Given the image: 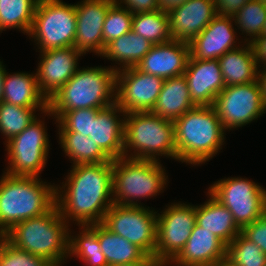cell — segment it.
<instances>
[{
    "mask_svg": "<svg viewBox=\"0 0 266 266\" xmlns=\"http://www.w3.org/2000/svg\"><path fill=\"white\" fill-rule=\"evenodd\" d=\"M44 119L37 116L20 134L4 143L7 152L5 173L12 176L40 177L49 157V135Z\"/></svg>",
    "mask_w": 266,
    "mask_h": 266,
    "instance_id": "obj_10",
    "label": "cell"
},
{
    "mask_svg": "<svg viewBox=\"0 0 266 266\" xmlns=\"http://www.w3.org/2000/svg\"><path fill=\"white\" fill-rule=\"evenodd\" d=\"M78 227L76 235L69 229V258L76 256L86 266H108L96 235V224Z\"/></svg>",
    "mask_w": 266,
    "mask_h": 266,
    "instance_id": "obj_29",
    "label": "cell"
},
{
    "mask_svg": "<svg viewBox=\"0 0 266 266\" xmlns=\"http://www.w3.org/2000/svg\"><path fill=\"white\" fill-rule=\"evenodd\" d=\"M113 266H163L160 262L156 261L154 257L147 256L143 261L131 264H118Z\"/></svg>",
    "mask_w": 266,
    "mask_h": 266,
    "instance_id": "obj_44",
    "label": "cell"
},
{
    "mask_svg": "<svg viewBox=\"0 0 266 266\" xmlns=\"http://www.w3.org/2000/svg\"><path fill=\"white\" fill-rule=\"evenodd\" d=\"M208 192L232 213L240 229L253 223L266 212V190L251 179H220L210 185Z\"/></svg>",
    "mask_w": 266,
    "mask_h": 266,
    "instance_id": "obj_11",
    "label": "cell"
},
{
    "mask_svg": "<svg viewBox=\"0 0 266 266\" xmlns=\"http://www.w3.org/2000/svg\"><path fill=\"white\" fill-rule=\"evenodd\" d=\"M69 229L55 204L47 213L15 224L4 238L53 266H62L69 258Z\"/></svg>",
    "mask_w": 266,
    "mask_h": 266,
    "instance_id": "obj_4",
    "label": "cell"
},
{
    "mask_svg": "<svg viewBox=\"0 0 266 266\" xmlns=\"http://www.w3.org/2000/svg\"><path fill=\"white\" fill-rule=\"evenodd\" d=\"M52 117L48 107H22L2 101L0 103V132L5 142L24 131L28 125L38 116Z\"/></svg>",
    "mask_w": 266,
    "mask_h": 266,
    "instance_id": "obj_30",
    "label": "cell"
},
{
    "mask_svg": "<svg viewBox=\"0 0 266 266\" xmlns=\"http://www.w3.org/2000/svg\"><path fill=\"white\" fill-rule=\"evenodd\" d=\"M216 15L213 0H188L168 13L172 40L189 43Z\"/></svg>",
    "mask_w": 266,
    "mask_h": 266,
    "instance_id": "obj_21",
    "label": "cell"
},
{
    "mask_svg": "<svg viewBox=\"0 0 266 266\" xmlns=\"http://www.w3.org/2000/svg\"><path fill=\"white\" fill-rule=\"evenodd\" d=\"M36 78L39 90L49 100L77 72L83 56L74 47L40 52Z\"/></svg>",
    "mask_w": 266,
    "mask_h": 266,
    "instance_id": "obj_16",
    "label": "cell"
},
{
    "mask_svg": "<svg viewBox=\"0 0 266 266\" xmlns=\"http://www.w3.org/2000/svg\"><path fill=\"white\" fill-rule=\"evenodd\" d=\"M218 61L225 87L257 80L258 68L249 43H241L239 47L226 52Z\"/></svg>",
    "mask_w": 266,
    "mask_h": 266,
    "instance_id": "obj_26",
    "label": "cell"
},
{
    "mask_svg": "<svg viewBox=\"0 0 266 266\" xmlns=\"http://www.w3.org/2000/svg\"><path fill=\"white\" fill-rule=\"evenodd\" d=\"M132 31L153 45L172 40L168 13L159 9L133 14Z\"/></svg>",
    "mask_w": 266,
    "mask_h": 266,
    "instance_id": "obj_32",
    "label": "cell"
},
{
    "mask_svg": "<svg viewBox=\"0 0 266 266\" xmlns=\"http://www.w3.org/2000/svg\"><path fill=\"white\" fill-rule=\"evenodd\" d=\"M152 47L153 44L149 40L131 30L110 42L102 57L115 62L117 65L114 64L110 67L119 71L124 68L136 67Z\"/></svg>",
    "mask_w": 266,
    "mask_h": 266,
    "instance_id": "obj_27",
    "label": "cell"
},
{
    "mask_svg": "<svg viewBox=\"0 0 266 266\" xmlns=\"http://www.w3.org/2000/svg\"><path fill=\"white\" fill-rule=\"evenodd\" d=\"M173 125L179 163L205 164L225 144L226 131L213 106H196L173 121Z\"/></svg>",
    "mask_w": 266,
    "mask_h": 266,
    "instance_id": "obj_3",
    "label": "cell"
},
{
    "mask_svg": "<svg viewBox=\"0 0 266 266\" xmlns=\"http://www.w3.org/2000/svg\"><path fill=\"white\" fill-rule=\"evenodd\" d=\"M266 6V0H259Z\"/></svg>",
    "mask_w": 266,
    "mask_h": 266,
    "instance_id": "obj_48",
    "label": "cell"
},
{
    "mask_svg": "<svg viewBox=\"0 0 266 266\" xmlns=\"http://www.w3.org/2000/svg\"><path fill=\"white\" fill-rule=\"evenodd\" d=\"M115 0H81L75 3L76 36L74 48L82 55H103V26L109 7Z\"/></svg>",
    "mask_w": 266,
    "mask_h": 266,
    "instance_id": "obj_17",
    "label": "cell"
},
{
    "mask_svg": "<svg viewBox=\"0 0 266 266\" xmlns=\"http://www.w3.org/2000/svg\"><path fill=\"white\" fill-rule=\"evenodd\" d=\"M6 73V67L3 64V61L0 59V103L3 101V92H4V85L3 80Z\"/></svg>",
    "mask_w": 266,
    "mask_h": 266,
    "instance_id": "obj_45",
    "label": "cell"
},
{
    "mask_svg": "<svg viewBox=\"0 0 266 266\" xmlns=\"http://www.w3.org/2000/svg\"><path fill=\"white\" fill-rule=\"evenodd\" d=\"M102 223L113 233L138 246L147 256L154 257L157 211L152 207L113 204Z\"/></svg>",
    "mask_w": 266,
    "mask_h": 266,
    "instance_id": "obj_13",
    "label": "cell"
},
{
    "mask_svg": "<svg viewBox=\"0 0 266 266\" xmlns=\"http://www.w3.org/2000/svg\"><path fill=\"white\" fill-rule=\"evenodd\" d=\"M217 266H227L225 263L224 264H221V265H217Z\"/></svg>",
    "mask_w": 266,
    "mask_h": 266,
    "instance_id": "obj_49",
    "label": "cell"
},
{
    "mask_svg": "<svg viewBox=\"0 0 266 266\" xmlns=\"http://www.w3.org/2000/svg\"><path fill=\"white\" fill-rule=\"evenodd\" d=\"M162 156L177 161L173 121L151 112L126 113L123 157L161 162Z\"/></svg>",
    "mask_w": 266,
    "mask_h": 266,
    "instance_id": "obj_6",
    "label": "cell"
},
{
    "mask_svg": "<svg viewBox=\"0 0 266 266\" xmlns=\"http://www.w3.org/2000/svg\"><path fill=\"white\" fill-rule=\"evenodd\" d=\"M0 177V231L5 234L15 224L47 213L55 204V186L41 177Z\"/></svg>",
    "mask_w": 266,
    "mask_h": 266,
    "instance_id": "obj_5",
    "label": "cell"
},
{
    "mask_svg": "<svg viewBox=\"0 0 266 266\" xmlns=\"http://www.w3.org/2000/svg\"><path fill=\"white\" fill-rule=\"evenodd\" d=\"M96 235L108 266L137 263L147 257L138 246L113 233L103 223L96 224Z\"/></svg>",
    "mask_w": 266,
    "mask_h": 266,
    "instance_id": "obj_28",
    "label": "cell"
},
{
    "mask_svg": "<svg viewBox=\"0 0 266 266\" xmlns=\"http://www.w3.org/2000/svg\"><path fill=\"white\" fill-rule=\"evenodd\" d=\"M195 224L196 205L174 201L157 211L154 259L167 266L183 249Z\"/></svg>",
    "mask_w": 266,
    "mask_h": 266,
    "instance_id": "obj_12",
    "label": "cell"
},
{
    "mask_svg": "<svg viewBox=\"0 0 266 266\" xmlns=\"http://www.w3.org/2000/svg\"><path fill=\"white\" fill-rule=\"evenodd\" d=\"M115 2L127 8L132 14L151 12L158 9L157 0H115Z\"/></svg>",
    "mask_w": 266,
    "mask_h": 266,
    "instance_id": "obj_39",
    "label": "cell"
},
{
    "mask_svg": "<svg viewBox=\"0 0 266 266\" xmlns=\"http://www.w3.org/2000/svg\"><path fill=\"white\" fill-rule=\"evenodd\" d=\"M213 107L225 131L235 130L258 120L266 113L258 81L226 86Z\"/></svg>",
    "mask_w": 266,
    "mask_h": 266,
    "instance_id": "obj_14",
    "label": "cell"
},
{
    "mask_svg": "<svg viewBox=\"0 0 266 266\" xmlns=\"http://www.w3.org/2000/svg\"><path fill=\"white\" fill-rule=\"evenodd\" d=\"M62 151L72 165L97 164L112 161L97 144L87 139H58Z\"/></svg>",
    "mask_w": 266,
    "mask_h": 266,
    "instance_id": "obj_35",
    "label": "cell"
},
{
    "mask_svg": "<svg viewBox=\"0 0 266 266\" xmlns=\"http://www.w3.org/2000/svg\"><path fill=\"white\" fill-rule=\"evenodd\" d=\"M76 8L62 0H38L29 38L43 52L53 48L74 47Z\"/></svg>",
    "mask_w": 266,
    "mask_h": 266,
    "instance_id": "obj_9",
    "label": "cell"
},
{
    "mask_svg": "<svg viewBox=\"0 0 266 266\" xmlns=\"http://www.w3.org/2000/svg\"><path fill=\"white\" fill-rule=\"evenodd\" d=\"M207 194L209 199L196 205V224L212 231L227 245L241 233V229L235 223L232 213L208 191Z\"/></svg>",
    "mask_w": 266,
    "mask_h": 266,
    "instance_id": "obj_24",
    "label": "cell"
},
{
    "mask_svg": "<svg viewBox=\"0 0 266 266\" xmlns=\"http://www.w3.org/2000/svg\"><path fill=\"white\" fill-rule=\"evenodd\" d=\"M215 2L217 15L233 16L249 0H213Z\"/></svg>",
    "mask_w": 266,
    "mask_h": 266,
    "instance_id": "obj_40",
    "label": "cell"
},
{
    "mask_svg": "<svg viewBox=\"0 0 266 266\" xmlns=\"http://www.w3.org/2000/svg\"><path fill=\"white\" fill-rule=\"evenodd\" d=\"M257 81L260 85L263 103L266 107V67H261V69L258 68Z\"/></svg>",
    "mask_w": 266,
    "mask_h": 266,
    "instance_id": "obj_43",
    "label": "cell"
},
{
    "mask_svg": "<svg viewBox=\"0 0 266 266\" xmlns=\"http://www.w3.org/2000/svg\"><path fill=\"white\" fill-rule=\"evenodd\" d=\"M234 24L233 16L216 15L208 26L188 43L190 57L199 60L219 59L226 52L239 47L243 39L237 36L239 31Z\"/></svg>",
    "mask_w": 266,
    "mask_h": 266,
    "instance_id": "obj_18",
    "label": "cell"
},
{
    "mask_svg": "<svg viewBox=\"0 0 266 266\" xmlns=\"http://www.w3.org/2000/svg\"><path fill=\"white\" fill-rule=\"evenodd\" d=\"M0 266H53L48 261L14 247L5 238L0 242Z\"/></svg>",
    "mask_w": 266,
    "mask_h": 266,
    "instance_id": "obj_37",
    "label": "cell"
},
{
    "mask_svg": "<svg viewBox=\"0 0 266 266\" xmlns=\"http://www.w3.org/2000/svg\"><path fill=\"white\" fill-rule=\"evenodd\" d=\"M189 56L187 42L170 40L153 45L136 68L166 80L184 74Z\"/></svg>",
    "mask_w": 266,
    "mask_h": 266,
    "instance_id": "obj_22",
    "label": "cell"
},
{
    "mask_svg": "<svg viewBox=\"0 0 266 266\" xmlns=\"http://www.w3.org/2000/svg\"><path fill=\"white\" fill-rule=\"evenodd\" d=\"M226 244L212 231L195 224L180 253L168 264L173 266H217L225 263Z\"/></svg>",
    "mask_w": 266,
    "mask_h": 266,
    "instance_id": "obj_19",
    "label": "cell"
},
{
    "mask_svg": "<svg viewBox=\"0 0 266 266\" xmlns=\"http://www.w3.org/2000/svg\"><path fill=\"white\" fill-rule=\"evenodd\" d=\"M187 1L188 0H157L158 9L163 12L169 13L170 11Z\"/></svg>",
    "mask_w": 266,
    "mask_h": 266,
    "instance_id": "obj_42",
    "label": "cell"
},
{
    "mask_svg": "<svg viewBox=\"0 0 266 266\" xmlns=\"http://www.w3.org/2000/svg\"><path fill=\"white\" fill-rule=\"evenodd\" d=\"M116 71L110 66L78 68L48 100L50 111L103 109L115 103Z\"/></svg>",
    "mask_w": 266,
    "mask_h": 266,
    "instance_id": "obj_7",
    "label": "cell"
},
{
    "mask_svg": "<svg viewBox=\"0 0 266 266\" xmlns=\"http://www.w3.org/2000/svg\"><path fill=\"white\" fill-rule=\"evenodd\" d=\"M4 238V234L0 231V242Z\"/></svg>",
    "mask_w": 266,
    "mask_h": 266,
    "instance_id": "obj_47",
    "label": "cell"
},
{
    "mask_svg": "<svg viewBox=\"0 0 266 266\" xmlns=\"http://www.w3.org/2000/svg\"><path fill=\"white\" fill-rule=\"evenodd\" d=\"M132 19L133 14L118 3L109 7L103 26V53L110 42L132 30Z\"/></svg>",
    "mask_w": 266,
    "mask_h": 266,
    "instance_id": "obj_36",
    "label": "cell"
},
{
    "mask_svg": "<svg viewBox=\"0 0 266 266\" xmlns=\"http://www.w3.org/2000/svg\"><path fill=\"white\" fill-rule=\"evenodd\" d=\"M58 139H87L111 159L123 157L125 112L116 104L103 109L51 111ZM121 114V115H120Z\"/></svg>",
    "mask_w": 266,
    "mask_h": 266,
    "instance_id": "obj_2",
    "label": "cell"
},
{
    "mask_svg": "<svg viewBox=\"0 0 266 266\" xmlns=\"http://www.w3.org/2000/svg\"><path fill=\"white\" fill-rule=\"evenodd\" d=\"M249 44L251 45L257 68L266 67V34L256 37Z\"/></svg>",
    "mask_w": 266,
    "mask_h": 266,
    "instance_id": "obj_41",
    "label": "cell"
},
{
    "mask_svg": "<svg viewBox=\"0 0 266 266\" xmlns=\"http://www.w3.org/2000/svg\"><path fill=\"white\" fill-rule=\"evenodd\" d=\"M3 101L22 107H48L47 98L39 90L36 73L15 72L6 70Z\"/></svg>",
    "mask_w": 266,
    "mask_h": 266,
    "instance_id": "obj_25",
    "label": "cell"
},
{
    "mask_svg": "<svg viewBox=\"0 0 266 266\" xmlns=\"http://www.w3.org/2000/svg\"><path fill=\"white\" fill-rule=\"evenodd\" d=\"M70 168L61 186H55L56 206L61 216L69 226L72 223L76 226L102 223L106 212L114 204L113 160L71 165Z\"/></svg>",
    "mask_w": 266,
    "mask_h": 266,
    "instance_id": "obj_1",
    "label": "cell"
},
{
    "mask_svg": "<svg viewBox=\"0 0 266 266\" xmlns=\"http://www.w3.org/2000/svg\"><path fill=\"white\" fill-rule=\"evenodd\" d=\"M241 234L266 254V212L253 223L243 227Z\"/></svg>",
    "mask_w": 266,
    "mask_h": 266,
    "instance_id": "obj_38",
    "label": "cell"
},
{
    "mask_svg": "<svg viewBox=\"0 0 266 266\" xmlns=\"http://www.w3.org/2000/svg\"><path fill=\"white\" fill-rule=\"evenodd\" d=\"M233 19L237 29L242 32L240 35H246L243 42L250 43L263 33L266 6L259 0H249L233 15Z\"/></svg>",
    "mask_w": 266,
    "mask_h": 266,
    "instance_id": "obj_33",
    "label": "cell"
},
{
    "mask_svg": "<svg viewBox=\"0 0 266 266\" xmlns=\"http://www.w3.org/2000/svg\"><path fill=\"white\" fill-rule=\"evenodd\" d=\"M196 105L189 96L188 83L184 75L164 80L155 106L150 111L161 118L175 121Z\"/></svg>",
    "mask_w": 266,
    "mask_h": 266,
    "instance_id": "obj_23",
    "label": "cell"
},
{
    "mask_svg": "<svg viewBox=\"0 0 266 266\" xmlns=\"http://www.w3.org/2000/svg\"><path fill=\"white\" fill-rule=\"evenodd\" d=\"M227 266H266V254L241 233L226 245Z\"/></svg>",
    "mask_w": 266,
    "mask_h": 266,
    "instance_id": "obj_34",
    "label": "cell"
},
{
    "mask_svg": "<svg viewBox=\"0 0 266 266\" xmlns=\"http://www.w3.org/2000/svg\"><path fill=\"white\" fill-rule=\"evenodd\" d=\"M262 34H266V19H265V23L263 25V33Z\"/></svg>",
    "mask_w": 266,
    "mask_h": 266,
    "instance_id": "obj_46",
    "label": "cell"
},
{
    "mask_svg": "<svg viewBox=\"0 0 266 266\" xmlns=\"http://www.w3.org/2000/svg\"><path fill=\"white\" fill-rule=\"evenodd\" d=\"M183 75L196 106H213L215 98L225 88L218 59L199 60L189 56Z\"/></svg>",
    "mask_w": 266,
    "mask_h": 266,
    "instance_id": "obj_20",
    "label": "cell"
},
{
    "mask_svg": "<svg viewBox=\"0 0 266 266\" xmlns=\"http://www.w3.org/2000/svg\"><path fill=\"white\" fill-rule=\"evenodd\" d=\"M166 173L165 167L159 161L125 157L113 160L112 198L114 204L144 206L139 202L141 199L156 197L168 186Z\"/></svg>",
    "mask_w": 266,
    "mask_h": 266,
    "instance_id": "obj_8",
    "label": "cell"
},
{
    "mask_svg": "<svg viewBox=\"0 0 266 266\" xmlns=\"http://www.w3.org/2000/svg\"><path fill=\"white\" fill-rule=\"evenodd\" d=\"M164 79L141 72L136 67L116 71L115 103L126 113L150 112Z\"/></svg>",
    "mask_w": 266,
    "mask_h": 266,
    "instance_id": "obj_15",
    "label": "cell"
},
{
    "mask_svg": "<svg viewBox=\"0 0 266 266\" xmlns=\"http://www.w3.org/2000/svg\"><path fill=\"white\" fill-rule=\"evenodd\" d=\"M38 0H0V33L19 29L29 34Z\"/></svg>",
    "mask_w": 266,
    "mask_h": 266,
    "instance_id": "obj_31",
    "label": "cell"
}]
</instances>
